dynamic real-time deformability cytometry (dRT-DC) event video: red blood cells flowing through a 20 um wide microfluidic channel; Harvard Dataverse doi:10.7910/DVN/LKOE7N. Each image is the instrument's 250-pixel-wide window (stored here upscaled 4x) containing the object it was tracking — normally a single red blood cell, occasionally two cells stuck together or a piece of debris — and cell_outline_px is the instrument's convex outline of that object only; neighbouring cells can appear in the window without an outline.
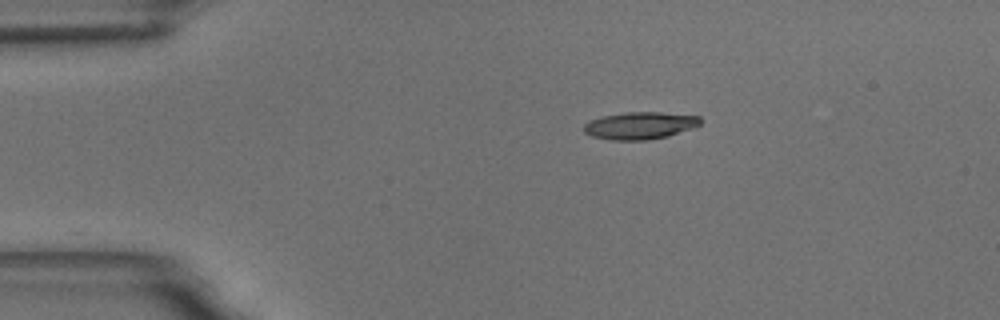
{"species": "common noctule bat (a hibernating species)", "species_latin": "Nyctalus noctula", "temperature_condition": "room temperature", "stored_images_in_passage": 47, "camera_frame_rate_fps": 3000, "um_per_image_px": 0.085, "animal": {"sex": "male", "body_mass_g": 18.8}, "frame": {"image": 1, "passage_image": 1, "time_ms": 0.0, "image_size_px": [1000, 320], "cell_outline_px": [[704, 120], [700, 124], [692, 128], [668, 136], [648, 140], [612, 140], [592, 136], [584, 132], [584, 124], [588, 120], [604, 116], [624, 112], [660, 112], [700, 116]], "centroid_in_image_um": [54.41, 10.67], "position_along_channel_um": 30.6, "area_um2": 18.61}}
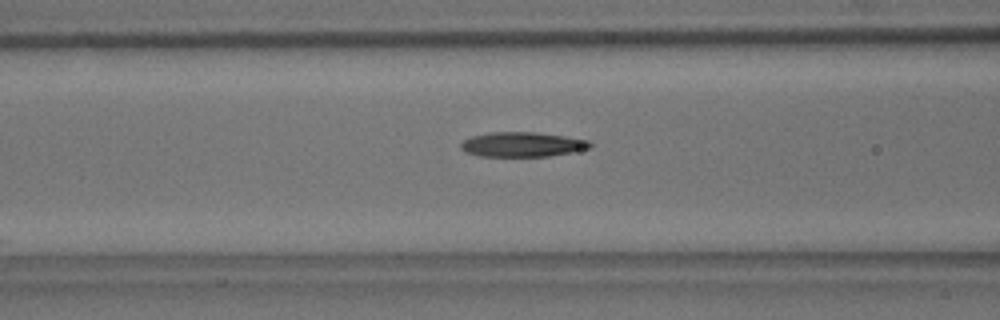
{"frame": {"image": 2, "passage_image": 13, "time_ms": 4.0, "image_size_px": [1000, 320], "cell_outline_px": [[592, 148], [572, 152], [548, 156], [480, 156], [464, 152], [460, 148], [460, 144], [464, 140], [472, 136], [488, 132], [536, 132], [564, 136], [588, 140], [592, 144]], "centroid_in_image_um": [44.38, 12.28], "position_along_channel_um": 122.2, "area_um2": 18.67}}
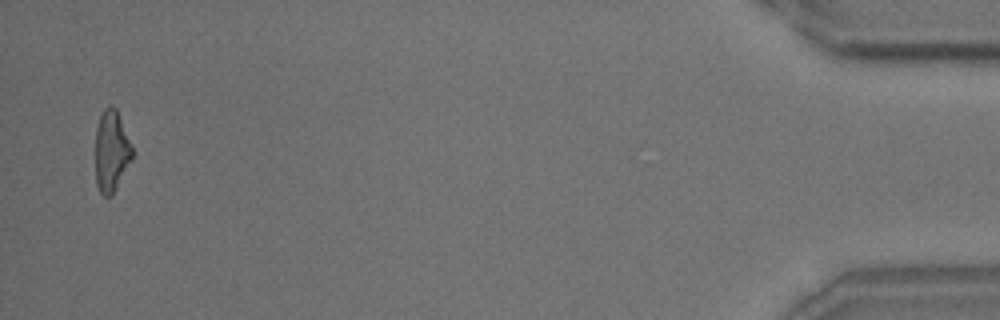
{"frame": {"image": 3, "passage_image": 46, "time_ms": 15.0, "image_size_px": [1000, 320], "cell_outline_px": [[132, 160], [112, 196], [104, 196], [100, 192], [96, 184], [96, 128], [100, 116], [104, 108], [108, 104], [112, 104], [116, 108], [132, 144]], "centroid_in_image_um": [9.48, 12.83], "position_along_channel_um": 425.7, "area_um2": 17.63}, "authors_computed_cell_mechanics": {"area_um2": 18.4382, "velocity_mm_per_s": 3.5459, "shape_relaxation_time_tau1_ms": 5.895, "shape_relaxation_time_tau2_ms": 2.3707, "deformation_change_tau1": 0.1892, "deformation_change_tau2": 0.1101}}